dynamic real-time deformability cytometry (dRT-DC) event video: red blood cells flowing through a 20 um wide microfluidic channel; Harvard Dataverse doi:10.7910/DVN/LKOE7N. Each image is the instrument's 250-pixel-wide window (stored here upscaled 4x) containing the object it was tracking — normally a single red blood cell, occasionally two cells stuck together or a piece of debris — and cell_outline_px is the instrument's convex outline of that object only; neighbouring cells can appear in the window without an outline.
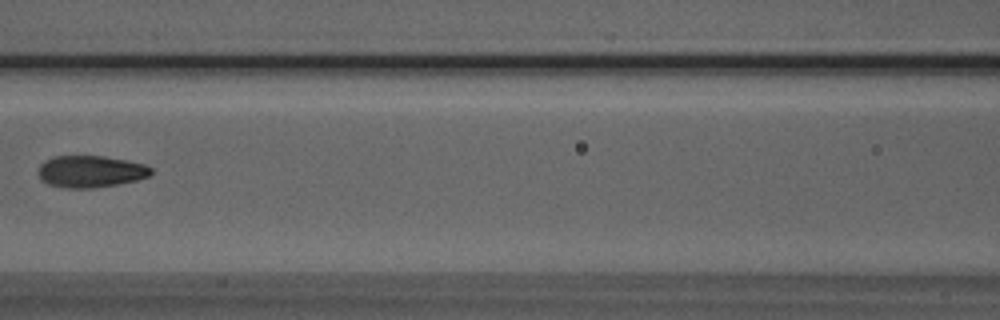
{"species": "Egyptian fruit bat (a non-hibernating species)", "species_latin": "Rousettus aegyptiacus", "temperature_condition": "room temperature", "stored_images_in_passage": 5, "camera_frame_rate_fps": 3000, "um_per_image_px": 0.085, "animal": {"sex": "male"}, "frame": {"image": 1, "passage_image": 5, "time_ms": 4.333, "image_size_px": [1000, 320], "cell_outline_px": [[152, 172], [148, 176], [136, 180], [116, 184], [92, 188], [68, 188], [48, 184], [40, 180], [36, 172], [40, 164], [44, 160], [52, 156], [104, 156], [144, 164], [152, 168]], "centroid_in_image_um": [7.63, 14.57], "position_along_channel_um": 159.0, "area_um2": 20.98}}